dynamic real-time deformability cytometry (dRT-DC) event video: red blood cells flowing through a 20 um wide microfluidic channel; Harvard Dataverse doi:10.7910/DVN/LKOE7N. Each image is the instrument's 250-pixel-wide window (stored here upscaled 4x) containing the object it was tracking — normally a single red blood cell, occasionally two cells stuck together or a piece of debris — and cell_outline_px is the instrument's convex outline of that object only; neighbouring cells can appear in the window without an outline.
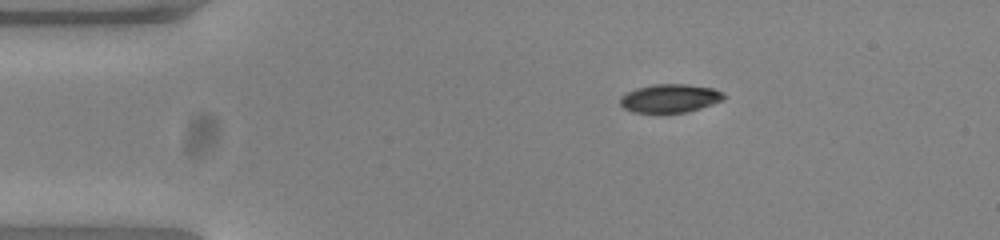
{"species": "common noctule bat (a hibernating species)", "species_latin": "Nyctalus noctula", "temperature_condition": "warm", "stored_images_in_passage": 45, "camera_frame_rate_fps": 3000, "um_per_image_px": 0.085, "animal": {"sex": "female", "body_mass_g": 23.0, "forearm_length_mm": 53.4}, "frame": {"image": 1, "passage_image": 1, "time_ms": 0.0, "image_size_px": [1000, 240], "cell_outline_px": [[728, 96], [724, 100], [700, 108], [684, 112], [632, 112], [624, 108], [620, 104], [620, 96], [636, 88], [652, 84], [688, 84], [712, 88], [724, 92]], "centroid_in_image_um": [56.97, 8.34], "position_along_channel_um": 28.0, "area_um2": 17.22}}
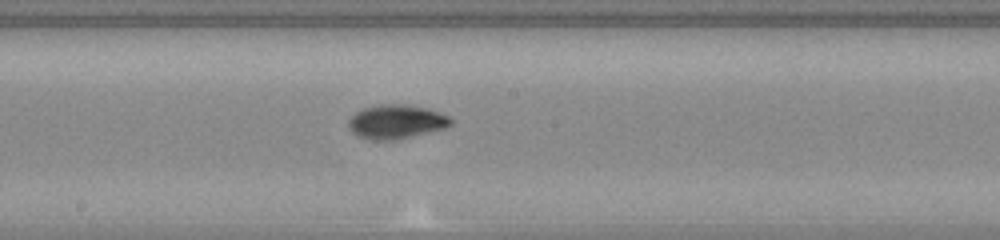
{"frame": {"image": 2, "passage_image": 20, "time_ms": 6.333, "image_size_px": [1000, 240], "cell_outline_px": [[452, 124], [444, 128], [392, 140], [376, 140], [360, 136], [352, 132], [348, 124], [348, 120], [356, 112], [364, 108], [380, 104], [408, 104], [428, 108], [448, 116], [452, 120]], "centroid_in_image_um": [33.68, 10.32], "position_along_channel_um": 214.5, "area_um2": 19.94}}
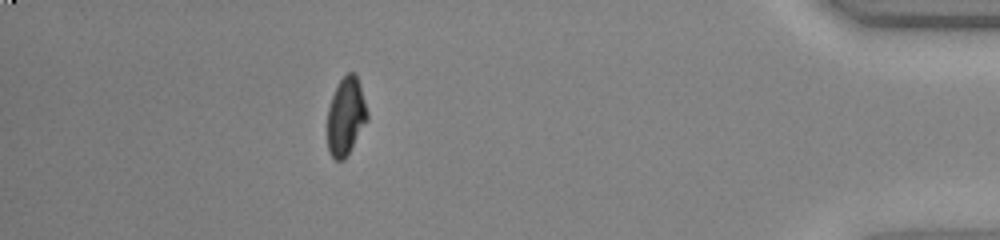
{"frame": {"image": 3, "passage_image": 39, "time_ms": 12.667, "image_size_px": [1000, 240], "cell_outline_px": [[368, 120], [344, 160], [336, 160], [328, 152], [328, 108], [332, 96], [340, 80], [348, 72], [356, 72], [360, 84], [368, 112]], "centroid_in_image_um": [29.41, 9.87], "position_along_channel_um": 405.8, "area_um2": 18.03}, "authors_computed_cell_mechanics": {"area_um2": 18.3226, "velocity_mm_per_s": 3.8592, "shape_relaxation_time_tau1_ms": 2.9872, "shape_relaxation_time_tau2_ms": 2.0517, "deformation_change_tau1": 0.1763, "deformation_change_tau2": 0.0389}}